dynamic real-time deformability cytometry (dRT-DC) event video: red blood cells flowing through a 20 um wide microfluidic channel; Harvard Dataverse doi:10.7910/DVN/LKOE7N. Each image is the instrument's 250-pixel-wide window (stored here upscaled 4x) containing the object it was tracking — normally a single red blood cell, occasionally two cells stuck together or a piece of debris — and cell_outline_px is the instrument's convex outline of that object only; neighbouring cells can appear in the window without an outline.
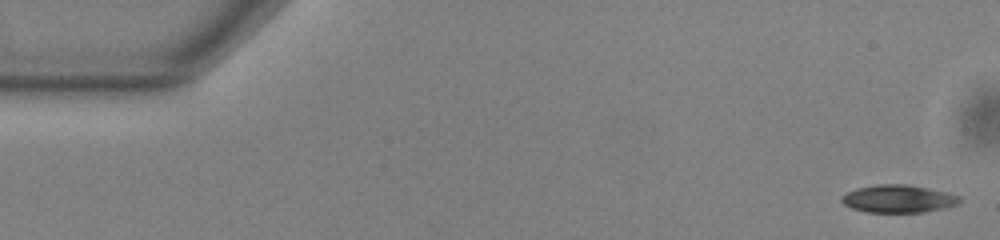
{"species": "common noctule bat (a hibernating species)", "species_latin": "Nyctalus noctula", "temperature_condition": "warm", "stored_images_in_passage": 53, "camera_frame_rate_fps": 3000, "um_per_image_px": 0.085, "animal": {"sex": "male", "body_mass_g": 13.0, "forearm_length_mm": 53.1}, "frame": {"image": 1, "passage_image": 1, "time_ms": 0.0, "image_size_px": [1000, 240], "cell_outline_px": [[960, 200], [956, 204], [944, 208], [924, 212], [864, 212], [852, 208], [844, 204], [840, 200], [848, 192], [856, 188], [876, 184], [908, 184], [948, 192], [960, 196]], "centroid_in_image_um": [76.36, 16.89], "position_along_channel_um": 8.6, "area_um2": 19.02}}
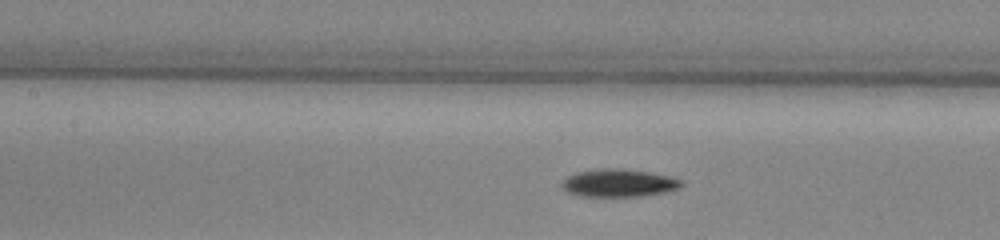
{"frame": {"image": 2, "passage_image": 23, "time_ms": 7.333, "image_size_px": [1000, 240], "cell_outline_px": [[684, 184], [680, 188], [664, 192], [644, 196], [580, 196], [568, 192], [560, 184], [568, 176], [576, 172], [604, 168], [612, 168], [648, 172], [668, 176], [680, 180]], "centroid_in_image_um": [52.59, 15.56], "position_along_channel_um": 154.8, "area_um2": 19.07}}
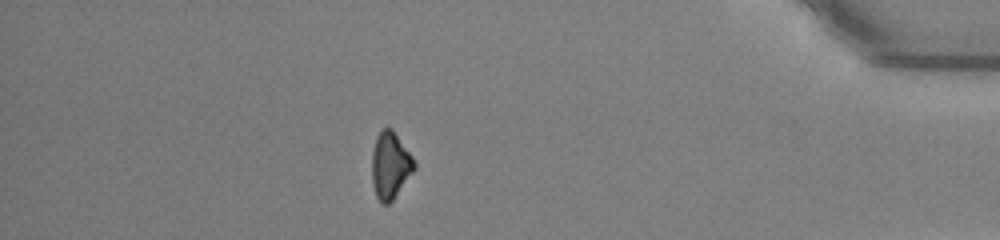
{"frame": {"image": 3, "passage_image": 46, "time_ms": 15.0, "image_size_px": [1000, 240], "cell_outline_px": [[416, 168], [392, 200], [388, 204], [380, 204], [376, 196], [372, 184], [372, 152], [376, 136], [384, 128], [392, 128], [412, 156], [416, 164]], "centroid_in_image_um": [33.16, 14.07], "position_along_channel_um": 402.0, "area_um2": 16.47}, "authors_computed_cell_mechanics": {"area_um2": 19.0162, "velocity_mm_per_s": 3.8341, "shape_relaxation_time_tau1_ms": 2.2474, "shape_relaxation_time_tau2_ms": null, "deformation_change_tau1": 0.1074, "deformation_change_tau2": null}}